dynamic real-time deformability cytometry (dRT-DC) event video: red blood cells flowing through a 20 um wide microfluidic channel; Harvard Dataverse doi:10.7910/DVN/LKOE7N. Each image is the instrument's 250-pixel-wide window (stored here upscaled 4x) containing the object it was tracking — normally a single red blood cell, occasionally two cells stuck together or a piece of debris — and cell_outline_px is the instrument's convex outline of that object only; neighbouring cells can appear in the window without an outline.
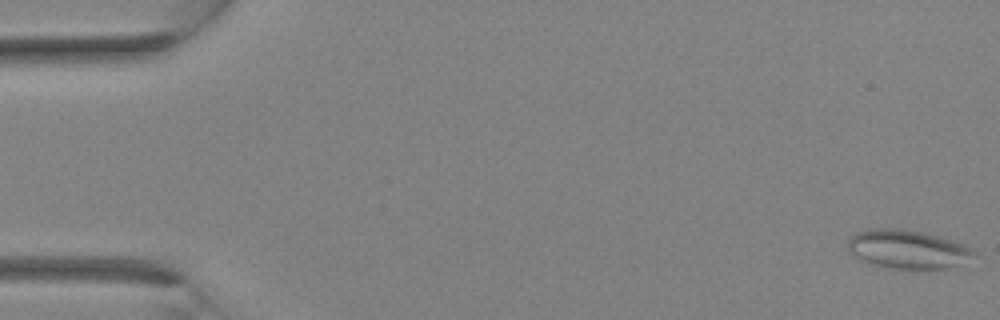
{"species": "Egyptian fruit bat (a non-hibernating species)", "species_latin": "Rousettus aegyptiacus", "temperature_condition": "room temperature", "stored_images_in_passage": 35, "camera_frame_rate_fps": 3000, "um_per_image_px": 0.085, "animal": {"sex": "female"}, "frame": {"image": 1, "passage_image": 1, "time_ms": 0.0, "image_size_px": [1000, 320], "cell_outline_px": [[980, 252], [976, 256], [948, 268], [888, 268], [864, 260], [856, 256], [848, 248], [848, 240], [856, 232], [868, 228], [904, 228], [952, 240], [964, 244]], "centroid_in_image_um": [77.18, 21.16], "position_along_channel_um": 7.8, "area_um2": 28.09}}
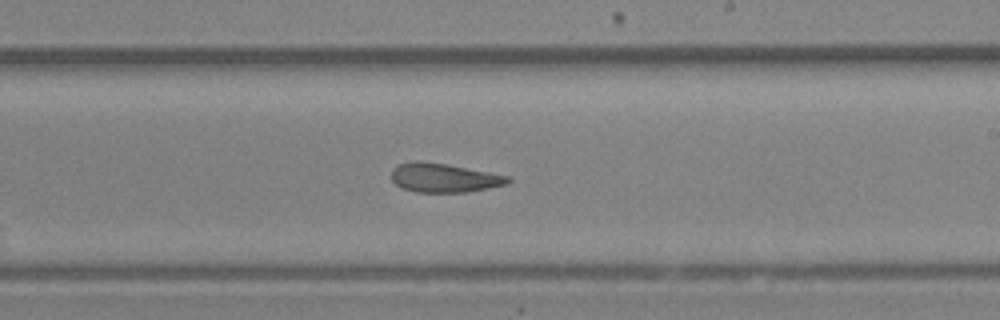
{"frame": {"image": 2, "passage_image": 21, "time_ms": 6.667, "image_size_px": [1000, 320], "cell_outline_px": [[512, 180], [508, 184], [468, 192], [416, 192], [404, 188], [396, 184], [392, 180], [392, 168], [400, 164], [412, 160], [420, 160], [448, 164], [512, 176]], "centroid_in_image_um": [37.78, 15.1], "position_along_channel_um": 251.2, "area_um2": 19.94}}
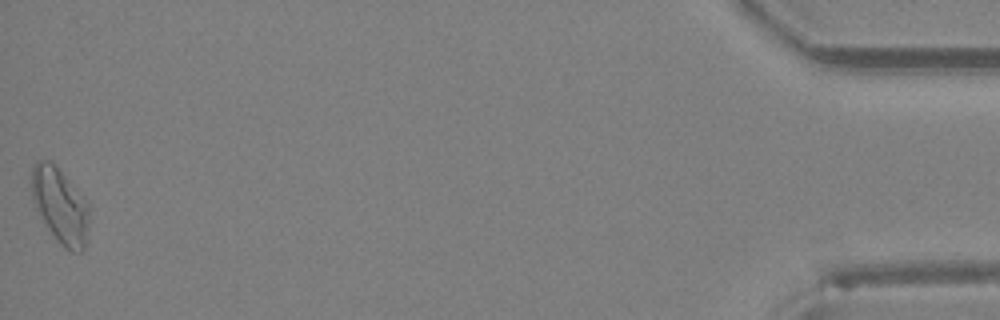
{"frame": {"image": 3, "passage_image": 35, "time_ms": 11.333, "image_size_px": [1000, 320], "cell_outline_px": [[88, 236], [84, 248], [80, 252], [72, 252], [64, 248], [60, 244], [48, 228], [36, 208], [32, 200], [32, 168], [36, 160], [48, 160], [64, 176], [88, 204]], "centroid_in_image_um": [5.11, 17.53], "position_along_channel_um": 430.1, "area_um2": 24.62}}